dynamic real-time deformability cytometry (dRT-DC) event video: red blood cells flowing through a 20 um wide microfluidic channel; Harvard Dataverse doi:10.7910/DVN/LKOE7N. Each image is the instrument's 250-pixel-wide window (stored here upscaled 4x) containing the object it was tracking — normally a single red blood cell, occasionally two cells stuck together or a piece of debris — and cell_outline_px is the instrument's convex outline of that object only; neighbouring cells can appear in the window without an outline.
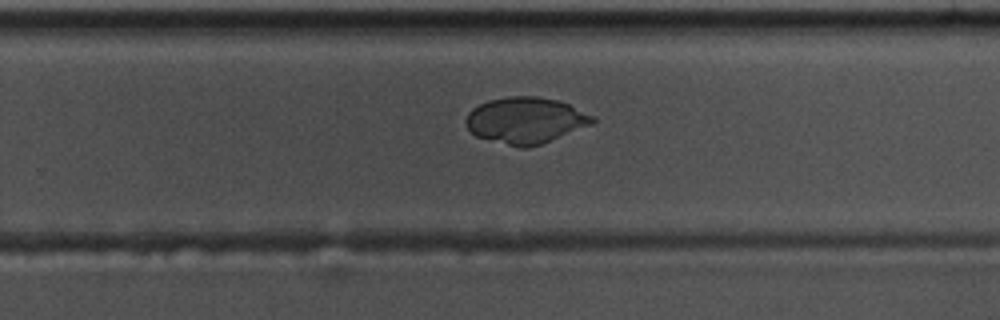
{"species": "common noctule bat (a hibernating species)", "species_latin": "Nyctalus noctula", "temperature_condition": "warm", "stored_images_in_passage": 35, "camera_frame_rate_fps": 3000, "um_per_image_px": 0.085, "animal": {"sex": "male", "body_mass_g": 17.5, "forearm_length_mm": 52.3}, "frame": {"image": 1, "passage_image": 25, "time_ms": 8.0, "image_size_px": [1000, 320], "cell_outline_px": [[596, 124], [540, 144], [528, 148], [520, 148], [476, 136], [468, 128], [464, 120], [468, 112], [472, 108], [488, 100], [508, 96], [536, 96], [560, 100], [592, 116], [596, 120]], "centroid_in_image_um": [44.68, 10.23], "position_along_channel_um": 285.1, "area_um2": 34.28}}
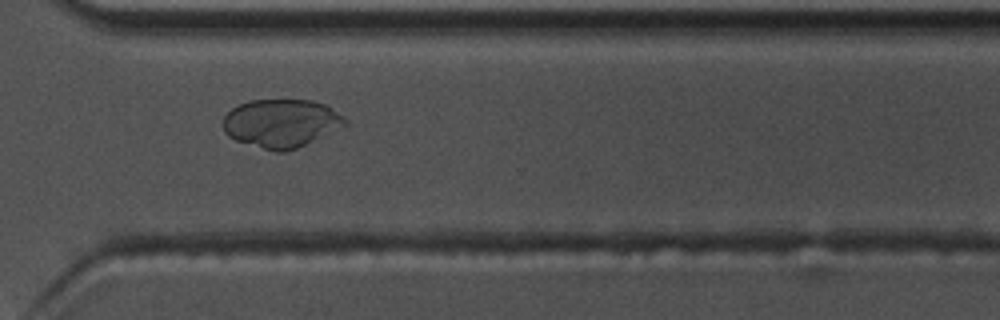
{"frame": {"image": 2, "passage_image": 30, "time_ms": 9.667, "image_size_px": [1000, 320], "cell_outline_px": [[348, 124], [296, 148], [284, 152], [276, 152], [236, 140], [228, 136], [224, 132], [224, 116], [232, 108], [248, 100], [312, 100], [324, 104], [344, 116], [348, 120]], "centroid_in_image_um": [23.9, 10.46], "position_along_channel_um": 346.7, "area_um2": 34.04}}